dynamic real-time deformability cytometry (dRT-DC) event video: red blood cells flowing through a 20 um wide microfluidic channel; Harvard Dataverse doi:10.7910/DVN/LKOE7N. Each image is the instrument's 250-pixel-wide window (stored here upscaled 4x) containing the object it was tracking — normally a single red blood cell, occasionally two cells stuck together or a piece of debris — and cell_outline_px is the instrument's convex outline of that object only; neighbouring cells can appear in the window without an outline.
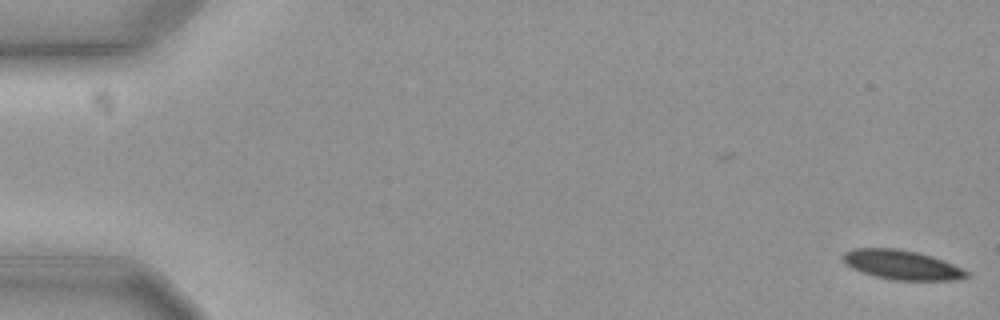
{"species": "common noctule bat (a hibernating species)", "species_latin": "Nyctalus noctula", "temperature_condition": "cold", "stored_images_in_passage": 3, "camera_frame_rate_fps": 3000, "um_per_image_px": 0.085, "animal": {"sex": "female", "body_mass_g": 19.3, "forearm_length_mm": 54.1}, "frame": {"image": 1, "passage_image": 3, "time_ms": 0.667, "image_size_px": [1000, 320], "cell_outline_px": [[972, 276], [956, 280], [896, 280], [876, 276], [852, 268], [844, 260], [844, 252], [856, 248], [896, 248], [916, 252], [932, 256], [972, 272]], "centroid_in_image_um": [76.75, 22.52], "position_along_channel_um": 8.3, "area_um2": 20.98}}